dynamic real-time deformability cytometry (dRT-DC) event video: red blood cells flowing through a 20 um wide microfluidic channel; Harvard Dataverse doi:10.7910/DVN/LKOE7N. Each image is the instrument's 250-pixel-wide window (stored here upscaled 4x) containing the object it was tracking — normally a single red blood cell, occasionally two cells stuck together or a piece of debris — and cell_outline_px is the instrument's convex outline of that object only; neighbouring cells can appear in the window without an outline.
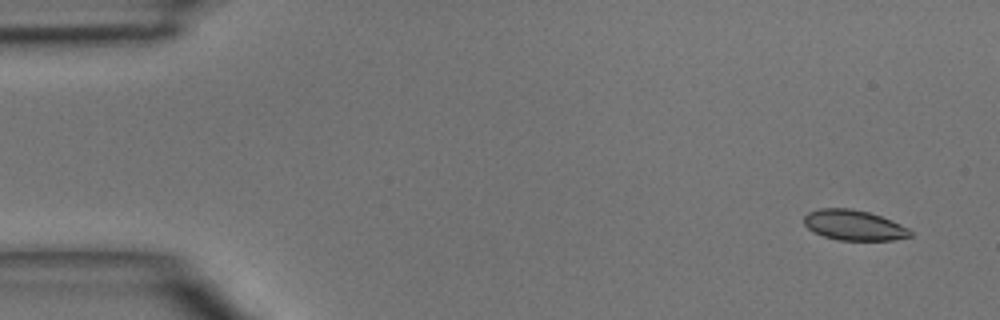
{"species": "common noctule bat (a hibernating species)", "species_latin": "Nyctalus noctula", "temperature_condition": "room temperature", "stored_images_in_passage": 4, "camera_frame_rate_fps": 3000, "um_per_image_px": 0.085, "animal": {"sex": "male", "body_mass_g": 15.6}, "frame": {"image": 1, "passage_image": 1, "time_ms": 0.0, "image_size_px": [1000, 320], "cell_outline_px": [[912, 236], [892, 240], [836, 240], [812, 232], [804, 224], [804, 216], [808, 212], [820, 208], [852, 208], [868, 212], [892, 220], [908, 228], [912, 232]], "centroid_in_image_um": [72.56, 19.14], "position_along_channel_um": 12.4, "area_um2": 18.84}}
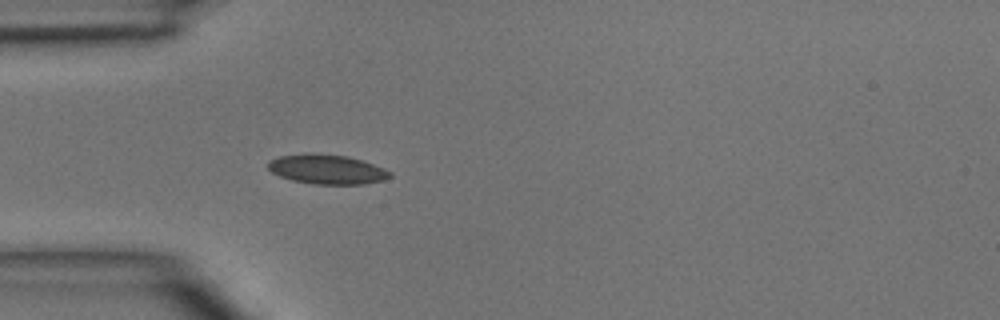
{"frame": {"image": 2, "passage_image": 4, "time_ms": 3.667, "image_size_px": [1000, 320], "cell_outline_px": [[392, 176], [384, 180], [364, 184], [312, 184], [292, 180], [280, 176], [272, 172], [268, 168], [268, 160], [280, 156], [304, 152], [316, 152], [348, 156], [384, 168], [392, 172]], "centroid_in_image_um": [27.77, 14.37], "position_along_channel_um": 57.2, "area_um2": 21.27}}